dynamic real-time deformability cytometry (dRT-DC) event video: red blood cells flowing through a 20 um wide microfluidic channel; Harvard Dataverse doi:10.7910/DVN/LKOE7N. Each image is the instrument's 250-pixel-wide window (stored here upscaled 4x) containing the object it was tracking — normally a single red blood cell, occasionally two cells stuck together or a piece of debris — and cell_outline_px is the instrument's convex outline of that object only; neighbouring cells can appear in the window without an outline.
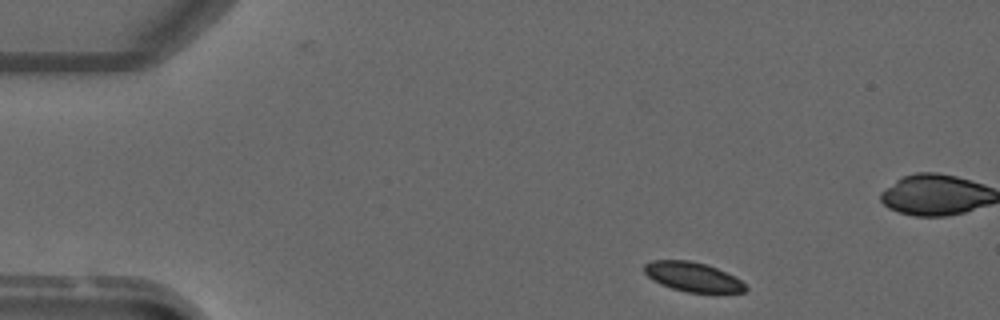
{"species": "common noctule bat (a hibernating species)", "species_latin": "Nyctalus noctula", "temperature_condition": "warm", "stored_images_in_passage": 4, "camera_frame_rate_fps": 3000, "um_per_image_px": 0.085, "animal": {"sex": "male", "forearm_length_mm": 52.5}, "frame": {"image": 1, "passage_image": 1, "time_ms": 0.0, "image_size_px": [1000, 320], "cell_outline_px": [[748, 288], [744, 292], [688, 292], [672, 288], [660, 284], [652, 280], [644, 272], [644, 264], [652, 260], [688, 260], [704, 264], [716, 268], [740, 280]], "centroid_in_image_um": [58.83, 23.53], "position_along_channel_um": 26.2, "area_um2": 17.05}}